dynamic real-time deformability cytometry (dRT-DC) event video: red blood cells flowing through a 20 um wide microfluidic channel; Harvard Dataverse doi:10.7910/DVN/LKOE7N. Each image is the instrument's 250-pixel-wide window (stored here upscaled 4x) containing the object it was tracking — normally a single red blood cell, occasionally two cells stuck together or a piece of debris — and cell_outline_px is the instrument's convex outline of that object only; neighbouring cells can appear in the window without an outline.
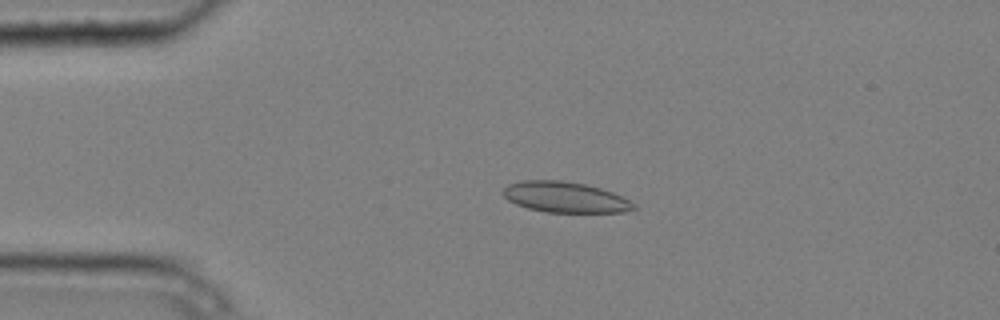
{"species": "common noctule bat (a hibernating species)", "species_latin": "Nyctalus noctula", "temperature_condition": "cold", "stored_images_in_passage": 4, "camera_frame_rate_fps": 3000, "um_per_image_px": 0.085, "animal": {"sex": "male", "body_mass_g": 20.4}, "frame": {"image": 1, "passage_image": 3, "time_ms": 0.667, "image_size_px": [1000, 320], "cell_outline_px": [[640, 208], [624, 212], [544, 212], [528, 208], [516, 204], [508, 200], [504, 196], [504, 188], [508, 184], [520, 180], [560, 180], [584, 184], [600, 188], [612, 192], [636, 204]], "centroid_in_image_um": [48.05, 16.76], "position_along_channel_um": 37.0, "area_um2": 23.35}}